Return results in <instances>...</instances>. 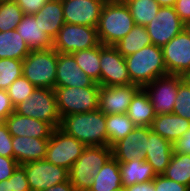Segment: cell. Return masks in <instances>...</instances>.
I'll use <instances>...</instances> for the list:
<instances>
[{"label": "cell", "instance_id": "obj_1", "mask_svg": "<svg viewBox=\"0 0 190 191\" xmlns=\"http://www.w3.org/2000/svg\"><path fill=\"white\" fill-rule=\"evenodd\" d=\"M59 128L85 146H108L106 115L99 109L66 115L61 118Z\"/></svg>", "mask_w": 190, "mask_h": 191}, {"label": "cell", "instance_id": "obj_2", "mask_svg": "<svg viewBox=\"0 0 190 191\" xmlns=\"http://www.w3.org/2000/svg\"><path fill=\"white\" fill-rule=\"evenodd\" d=\"M125 62L131 83L140 88L150 84L156 78L168 75L162 47L154 44L126 56Z\"/></svg>", "mask_w": 190, "mask_h": 191}, {"label": "cell", "instance_id": "obj_3", "mask_svg": "<svg viewBox=\"0 0 190 191\" xmlns=\"http://www.w3.org/2000/svg\"><path fill=\"white\" fill-rule=\"evenodd\" d=\"M134 26V19L123 0L106 1L97 26L100 43L103 45H115Z\"/></svg>", "mask_w": 190, "mask_h": 191}, {"label": "cell", "instance_id": "obj_4", "mask_svg": "<svg viewBox=\"0 0 190 191\" xmlns=\"http://www.w3.org/2000/svg\"><path fill=\"white\" fill-rule=\"evenodd\" d=\"M112 156L110 146H86L69 170V181L78 191H88L93 178Z\"/></svg>", "mask_w": 190, "mask_h": 191}, {"label": "cell", "instance_id": "obj_5", "mask_svg": "<svg viewBox=\"0 0 190 191\" xmlns=\"http://www.w3.org/2000/svg\"><path fill=\"white\" fill-rule=\"evenodd\" d=\"M58 52L54 49L31 50L23 59L22 75L35 87L55 88Z\"/></svg>", "mask_w": 190, "mask_h": 191}, {"label": "cell", "instance_id": "obj_6", "mask_svg": "<svg viewBox=\"0 0 190 191\" xmlns=\"http://www.w3.org/2000/svg\"><path fill=\"white\" fill-rule=\"evenodd\" d=\"M14 112L44 121L54 129L60 126L61 116L54 89L36 87L27 100L14 107Z\"/></svg>", "mask_w": 190, "mask_h": 191}, {"label": "cell", "instance_id": "obj_7", "mask_svg": "<svg viewBox=\"0 0 190 191\" xmlns=\"http://www.w3.org/2000/svg\"><path fill=\"white\" fill-rule=\"evenodd\" d=\"M100 85L90 87H55V95L61 118L66 115L86 113L98 109Z\"/></svg>", "mask_w": 190, "mask_h": 191}, {"label": "cell", "instance_id": "obj_8", "mask_svg": "<svg viewBox=\"0 0 190 191\" xmlns=\"http://www.w3.org/2000/svg\"><path fill=\"white\" fill-rule=\"evenodd\" d=\"M97 28L65 23L53 40V48L59 53L72 54L99 46Z\"/></svg>", "mask_w": 190, "mask_h": 191}, {"label": "cell", "instance_id": "obj_9", "mask_svg": "<svg viewBox=\"0 0 190 191\" xmlns=\"http://www.w3.org/2000/svg\"><path fill=\"white\" fill-rule=\"evenodd\" d=\"M85 145L75 137L66 134L59 127L53 130L49 138L45 159L68 171L81 156Z\"/></svg>", "mask_w": 190, "mask_h": 191}, {"label": "cell", "instance_id": "obj_10", "mask_svg": "<svg viewBox=\"0 0 190 191\" xmlns=\"http://www.w3.org/2000/svg\"><path fill=\"white\" fill-rule=\"evenodd\" d=\"M100 86L132 84L125 57L113 46L100 44Z\"/></svg>", "mask_w": 190, "mask_h": 191}, {"label": "cell", "instance_id": "obj_11", "mask_svg": "<svg viewBox=\"0 0 190 191\" xmlns=\"http://www.w3.org/2000/svg\"><path fill=\"white\" fill-rule=\"evenodd\" d=\"M183 79L184 76L182 75L168 74L156 78L153 82L143 87L156 115L173 113L178 85Z\"/></svg>", "mask_w": 190, "mask_h": 191}, {"label": "cell", "instance_id": "obj_12", "mask_svg": "<svg viewBox=\"0 0 190 191\" xmlns=\"http://www.w3.org/2000/svg\"><path fill=\"white\" fill-rule=\"evenodd\" d=\"M26 171L27 181L31 191H45L53 185L63 183L69 179V171L42 159L21 164Z\"/></svg>", "mask_w": 190, "mask_h": 191}, {"label": "cell", "instance_id": "obj_13", "mask_svg": "<svg viewBox=\"0 0 190 191\" xmlns=\"http://www.w3.org/2000/svg\"><path fill=\"white\" fill-rule=\"evenodd\" d=\"M152 44L163 47L173 37L182 32L185 23L179 18L174 7L163 6L157 15L145 26Z\"/></svg>", "mask_w": 190, "mask_h": 191}, {"label": "cell", "instance_id": "obj_14", "mask_svg": "<svg viewBox=\"0 0 190 191\" xmlns=\"http://www.w3.org/2000/svg\"><path fill=\"white\" fill-rule=\"evenodd\" d=\"M167 74L185 76L190 72V36L184 29L162 47Z\"/></svg>", "mask_w": 190, "mask_h": 191}, {"label": "cell", "instance_id": "obj_15", "mask_svg": "<svg viewBox=\"0 0 190 191\" xmlns=\"http://www.w3.org/2000/svg\"><path fill=\"white\" fill-rule=\"evenodd\" d=\"M105 0H62L63 17L67 24L97 28Z\"/></svg>", "mask_w": 190, "mask_h": 191}, {"label": "cell", "instance_id": "obj_16", "mask_svg": "<svg viewBox=\"0 0 190 191\" xmlns=\"http://www.w3.org/2000/svg\"><path fill=\"white\" fill-rule=\"evenodd\" d=\"M139 89L140 87L135 84L100 86L98 109L105 115L125 114Z\"/></svg>", "mask_w": 190, "mask_h": 191}, {"label": "cell", "instance_id": "obj_17", "mask_svg": "<svg viewBox=\"0 0 190 191\" xmlns=\"http://www.w3.org/2000/svg\"><path fill=\"white\" fill-rule=\"evenodd\" d=\"M148 137L149 126H137L128 136L120 139L111 146L112 156L119 163L133 159L145 160Z\"/></svg>", "mask_w": 190, "mask_h": 191}, {"label": "cell", "instance_id": "obj_18", "mask_svg": "<svg viewBox=\"0 0 190 191\" xmlns=\"http://www.w3.org/2000/svg\"><path fill=\"white\" fill-rule=\"evenodd\" d=\"M95 81L76 63L72 54L59 53L56 67L55 87H90Z\"/></svg>", "mask_w": 190, "mask_h": 191}, {"label": "cell", "instance_id": "obj_19", "mask_svg": "<svg viewBox=\"0 0 190 191\" xmlns=\"http://www.w3.org/2000/svg\"><path fill=\"white\" fill-rule=\"evenodd\" d=\"M9 133L12 136H28L38 139H49L54 128L41 120L25 117L15 112L11 113L5 120Z\"/></svg>", "mask_w": 190, "mask_h": 191}, {"label": "cell", "instance_id": "obj_20", "mask_svg": "<svg viewBox=\"0 0 190 191\" xmlns=\"http://www.w3.org/2000/svg\"><path fill=\"white\" fill-rule=\"evenodd\" d=\"M49 139L12 136L13 158L21 165L45 159Z\"/></svg>", "mask_w": 190, "mask_h": 191}, {"label": "cell", "instance_id": "obj_21", "mask_svg": "<svg viewBox=\"0 0 190 191\" xmlns=\"http://www.w3.org/2000/svg\"><path fill=\"white\" fill-rule=\"evenodd\" d=\"M173 153L172 143L155 134L149 127L145 161L150 163L157 175H162L169 165Z\"/></svg>", "mask_w": 190, "mask_h": 191}, {"label": "cell", "instance_id": "obj_22", "mask_svg": "<svg viewBox=\"0 0 190 191\" xmlns=\"http://www.w3.org/2000/svg\"><path fill=\"white\" fill-rule=\"evenodd\" d=\"M150 128L153 133L173 144L190 129V121L174 113L158 114L153 119Z\"/></svg>", "mask_w": 190, "mask_h": 191}, {"label": "cell", "instance_id": "obj_23", "mask_svg": "<svg viewBox=\"0 0 190 191\" xmlns=\"http://www.w3.org/2000/svg\"><path fill=\"white\" fill-rule=\"evenodd\" d=\"M16 31L25 40L31 50H46L53 48V40L43 32L39 21L30 14H24Z\"/></svg>", "mask_w": 190, "mask_h": 191}, {"label": "cell", "instance_id": "obj_24", "mask_svg": "<svg viewBox=\"0 0 190 191\" xmlns=\"http://www.w3.org/2000/svg\"><path fill=\"white\" fill-rule=\"evenodd\" d=\"M39 21L43 32L54 40L65 24L63 17L62 0H49L39 12L33 15Z\"/></svg>", "mask_w": 190, "mask_h": 191}, {"label": "cell", "instance_id": "obj_25", "mask_svg": "<svg viewBox=\"0 0 190 191\" xmlns=\"http://www.w3.org/2000/svg\"><path fill=\"white\" fill-rule=\"evenodd\" d=\"M119 169L124 188L136 183L151 181L157 176L150 163L143 159H133L124 163H119Z\"/></svg>", "mask_w": 190, "mask_h": 191}, {"label": "cell", "instance_id": "obj_26", "mask_svg": "<svg viewBox=\"0 0 190 191\" xmlns=\"http://www.w3.org/2000/svg\"><path fill=\"white\" fill-rule=\"evenodd\" d=\"M122 187L119 162L111 156L93 178L88 191H115Z\"/></svg>", "mask_w": 190, "mask_h": 191}, {"label": "cell", "instance_id": "obj_27", "mask_svg": "<svg viewBox=\"0 0 190 191\" xmlns=\"http://www.w3.org/2000/svg\"><path fill=\"white\" fill-rule=\"evenodd\" d=\"M127 114L136 126H151L156 114L143 88H140L133 96Z\"/></svg>", "mask_w": 190, "mask_h": 191}, {"label": "cell", "instance_id": "obj_28", "mask_svg": "<svg viewBox=\"0 0 190 191\" xmlns=\"http://www.w3.org/2000/svg\"><path fill=\"white\" fill-rule=\"evenodd\" d=\"M30 52V47L16 30L0 32V59L23 60Z\"/></svg>", "mask_w": 190, "mask_h": 191}, {"label": "cell", "instance_id": "obj_29", "mask_svg": "<svg viewBox=\"0 0 190 191\" xmlns=\"http://www.w3.org/2000/svg\"><path fill=\"white\" fill-rule=\"evenodd\" d=\"M151 44L152 41L145 26L135 25L125 37L113 46L126 57Z\"/></svg>", "mask_w": 190, "mask_h": 191}, {"label": "cell", "instance_id": "obj_30", "mask_svg": "<svg viewBox=\"0 0 190 191\" xmlns=\"http://www.w3.org/2000/svg\"><path fill=\"white\" fill-rule=\"evenodd\" d=\"M136 127L127 113L106 115L108 146L111 147L120 139L128 136Z\"/></svg>", "mask_w": 190, "mask_h": 191}, {"label": "cell", "instance_id": "obj_31", "mask_svg": "<svg viewBox=\"0 0 190 191\" xmlns=\"http://www.w3.org/2000/svg\"><path fill=\"white\" fill-rule=\"evenodd\" d=\"M162 175L190 187V155L173 152L169 165Z\"/></svg>", "mask_w": 190, "mask_h": 191}, {"label": "cell", "instance_id": "obj_32", "mask_svg": "<svg viewBox=\"0 0 190 191\" xmlns=\"http://www.w3.org/2000/svg\"><path fill=\"white\" fill-rule=\"evenodd\" d=\"M79 67L100 85V45L72 53Z\"/></svg>", "mask_w": 190, "mask_h": 191}, {"label": "cell", "instance_id": "obj_33", "mask_svg": "<svg viewBox=\"0 0 190 191\" xmlns=\"http://www.w3.org/2000/svg\"><path fill=\"white\" fill-rule=\"evenodd\" d=\"M129 8L135 25L146 26L158 13L160 5L156 0H123Z\"/></svg>", "mask_w": 190, "mask_h": 191}, {"label": "cell", "instance_id": "obj_34", "mask_svg": "<svg viewBox=\"0 0 190 191\" xmlns=\"http://www.w3.org/2000/svg\"><path fill=\"white\" fill-rule=\"evenodd\" d=\"M24 12L15 1L0 4V32L16 30Z\"/></svg>", "mask_w": 190, "mask_h": 191}, {"label": "cell", "instance_id": "obj_35", "mask_svg": "<svg viewBox=\"0 0 190 191\" xmlns=\"http://www.w3.org/2000/svg\"><path fill=\"white\" fill-rule=\"evenodd\" d=\"M23 60L0 59V89L6 90L17 78L22 76Z\"/></svg>", "mask_w": 190, "mask_h": 191}, {"label": "cell", "instance_id": "obj_36", "mask_svg": "<svg viewBox=\"0 0 190 191\" xmlns=\"http://www.w3.org/2000/svg\"><path fill=\"white\" fill-rule=\"evenodd\" d=\"M35 86L30 83L23 75L17 78L7 89L10 100L15 107L19 103L27 100L35 90Z\"/></svg>", "mask_w": 190, "mask_h": 191}, {"label": "cell", "instance_id": "obj_37", "mask_svg": "<svg viewBox=\"0 0 190 191\" xmlns=\"http://www.w3.org/2000/svg\"><path fill=\"white\" fill-rule=\"evenodd\" d=\"M173 113L190 121V85L185 79L178 85Z\"/></svg>", "mask_w": 190, "mask_h": 191}, {"label": "cell", "instance_id": "obj_38", "mask_svg": "<svg viewBox=\"0 0 190 191\" xmlns=\"http://www.w3.org/2000/svg\"><path fill=\"white\" fill-rule=\"evenodd\" d=\"M155 191H190V187L167 179L164 175L154 178Z\"/></svg>", "mask_w": 190, "mask_h": 191}, {"label": "cell", "instance_id": "obj_39", "mask_svg": "<svg viewBox=\"0 0 190 191\" xmlns=\"http://www.w3.org/2000/svg\"><path fill=\"white\" fill-rule=\"evenodd\" d=\"M0 156L13 158L12 135L4 121H0Z\"/></svg>", "mask_w": 190, "mask_h": 191}, {"label": "cell", "instance_id": "obj_40", "mask_svg": "<svg viewBox=\"0 0 190 191\" xmlns=\"http://www.w3.org/2000/svg\"><path fill=\"white\" fill-rule=\"evenodd\" d=\"M8 180L11 181L12 191H31L27 181L26 171L21 165L17 167Z\"/></svg>", "mask_w": 190, "mask_h": 191}, {"label": "cell", "instance_id": "obj_41", "mask_svg": "<svg viewBox=\"0 0 190 191\" xmlns=\"http://www.w3.org/2000/svg\"><path fill=\"white\" fill-rule=\"evenodd\" d=\"M19 165L14 158L0 156V182L11 177Z\"/></svg>", "mask_w": 190, "mask_h": 191}, {"label": "cell", "instance_id": "obj_42", "mask_svg": "<svg viewBox=\"0 0 190 191\" xmlns=\"http://www.w3.org/2000/svg\"><path fill=\"white\" fill-rule=\"evenodd\" d=\"M49 0H15L17 5L22 9L24 14L34 15L48 2Z\"/></svg>", "mask_w": 190, "mask_h": 191}, {"label": "cell", "instance_id": "obj_43", "mask_svg": "<svg viewBox=\"0 0 190 191\" xmlns=\"http://www.w3.org/2000/svg\"><path fill=\"white\" fill-rule=\"evenodd\" d=\"M14 112V106L6 90L0 89V121H4Z\"/></svg>", "mask_w": 190, "mask_h": 191}, {"label": "cell", "instance_id": "obj_44", "mask_svg": "<svg viewBox=\"0 0 190 191\" xmlns=\"http://www.w3.org/2000/svg\"><path fill=\"white\" fill-rule=\"evenodd\" d=\"M173 152L190 155V129L172 144Z\"/></svg>", "mask_w": 190, "mask_h": 191}, {"label": "cell", "instance_id": "obj_45", "mask_svg": "<svg viewBox=\"0 0 190 191\" xmlns=\"http://www.w3.org/2000/svg\"><path fill=\"white\" fill-rule=\"evenodd\" d=\"M173 7L184 23L190 21V0H177Z\"/></svg>", "mask_w": 190, "mask_h": 191}, {"label": "cell", "instance_id": "obj_46", "mask_svg": "<svg viewBox=\"0 0 190 191\" xmlns=\"http://www.w3.org/2000/svg\"><path fill=\"white\" fill-rule=\"evenodd\" d=\"M126 191H155L154 179L145 183H136L125 187Z\"/></svg>", "mask_w": 190, "mask_h": 191}, {"label": "cell", "instance_id": "obj_47", "mask_svg": "<svg viewBox=\"0 0 190 191\" xmlns=\"http://www.w3.org/2000/svg\"><path fill=\"white\" fill-rule=\"evenodd\" d=\"M45 191H78L69 181V179L63 183L53 185Z\"/></svg>", "mask_w": 190, "mask_h": 191}, {"label": "cell", "instance_id": "obj_48", "mask_svg": "<svg viewBox=\"0 0 190 191\" xmlns=\"http://www.w3.org/2000/svg\"><path fill=\"white\" fill-rule=\"evenodd\" d=\"M0 191H12L11 181L8 179L0 182Z\"/></svg>", "mask_w": 190, "mask_h": 191}, {"label": "cell", "instance_id": "obj_49", "mask_svg": "<svg viewBox=\"0 0 190 191\" xmlns=\"http://www.w3.org/2000/svg\"><path fill=\"white\" fill-rule=\"evenodd\" d=\"M156 1L161 7H163V6L173 7L177 0H156Z\"/></svg>", "mask_w": 190, "mask_h": 191}, {"label": "cell", "instance_id": "obj_50", "mask_svg": "<svg viewBox=\"0 0 190 191\" xmlns=\"http://www.w3.org/2000/svg\"><path fill=\"white\" fill-rule=\"evenodd\" d=\"M186 32L189 34L190 36V21H188L187 23H185V28Z\"/></svg>", "mask_w": 190, "mask_h": 191}, {"label": "cell", "instance_id": "obj_51", "mask_svg": "<svg viewBox=\"0 0 190 191\" xmlns=\"http://www.w3.org/2000/svg\"><path fill=\"white\" fill-rule=\"evenodd\" d=\"M184 79L189 83L190 85V72L187 73L185 76H184Z\"/></svg>", "mask_w": 190, "mask_h": 191}, {"label": "cell", "instance_id": "obj_52", "mask_svg": "<svg viewBox=\"0 0 190 191\" xmlns=\"http://www.w3.org/2000/svg\"><path fill=\"white\" fill-rule=\"evenodd\" d=\"M13 1H15V0H0V4H1V3L13 2Z\"/></svg>", "mask_w": 190, "mask_h": 191}, {"label": "cell", "instance_id": "obj_53", "mask_svg": "<svg viewBox=\"0 0 190 191\" xmlns=\"http://www.w3.org/2000/svg\"><path fill=\"white\" fill-rule=\"evenodd\" d=\"M115 191H126V189L124 187H122V188L115 190Z\"/></svg>", "mask_w": 190, "mask_h": 191}]
</instances>
